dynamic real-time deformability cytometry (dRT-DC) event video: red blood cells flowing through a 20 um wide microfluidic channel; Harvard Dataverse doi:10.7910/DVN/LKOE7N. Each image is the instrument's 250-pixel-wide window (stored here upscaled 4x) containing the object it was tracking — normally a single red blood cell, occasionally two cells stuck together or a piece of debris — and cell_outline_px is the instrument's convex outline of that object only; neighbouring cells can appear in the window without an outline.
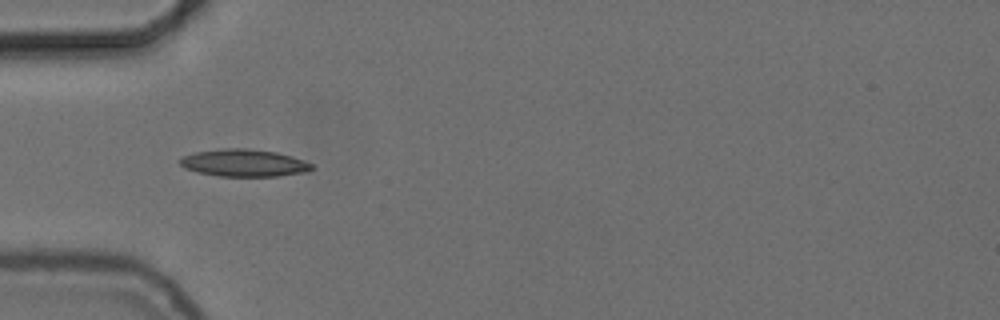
{"species": "common noctule bat (a hibernating species)", "species_latin": "Nyctalus noctula", "temperature_condition": "cold", "stored_images_in_passage": 22, "camera_frame_rate_fps": 3000, "um_per_image_px": 0.085, "animal": {"sex": "female", "body_mass_g": 24.6, "forearm_length_mm": 56.2}, "frame": {"image": 1, "passage_image": 1, "time_ms": 0.0, "image_size_px": [1000, 320], "cell_outline_px": [[312, 168], [308, 172], [276, 176], [220, 176], [196, 172], [184, 168], [180, 164], [180, 160], [184, 156], [196, 152], [224, 148], [248, 148], [276, 152], [292, 156], [304, 160], [312, 164]], "centroid_in_image_um": [20.75, 13.85], "position_along_channel_um": 64.2, "area_um2": 20.92}}
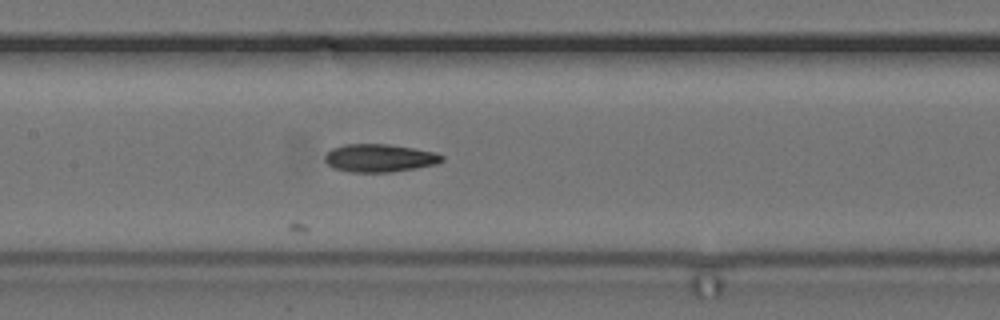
{"frame": {"image": 2, "passage_image": 10, "time_ms": 3.0, "image_size_px": [1000, 320], "cell_outline_px": [[444, 160], [436, 164], [416, 168], [392, 172], [348, 172], [332, 168], [324, 160], [324, 156], [332, 148], [344, 144], [388, 144], [436, 152], [444, 156]], "centroid_in_image_um": [32.25, 13.44], "position_along_channel_um": 175.2, "area_um2": 19.19}}